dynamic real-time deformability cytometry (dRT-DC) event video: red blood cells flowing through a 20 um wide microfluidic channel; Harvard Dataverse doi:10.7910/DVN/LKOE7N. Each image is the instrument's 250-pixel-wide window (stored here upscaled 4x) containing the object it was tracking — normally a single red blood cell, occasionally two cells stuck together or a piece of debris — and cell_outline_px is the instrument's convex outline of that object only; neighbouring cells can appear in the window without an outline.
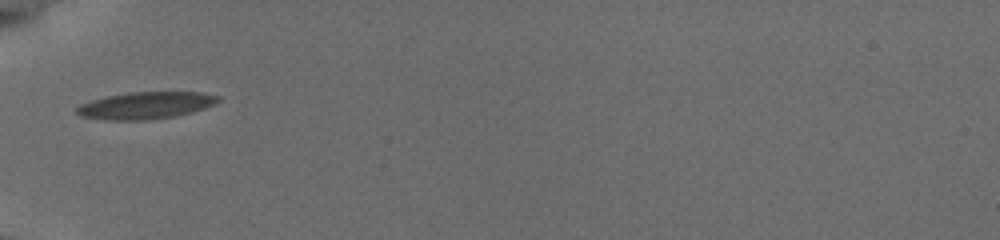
{"species": "common noctule bat (a hibernating species)", "species_latin": "Nyctalus noctula", "temperature_condition": "cold", "stored_images_in_passage": 17, "camera_frame_rate_fps": 3000, "um_per_image_px": 0.085, "animal": {"sex": "female", "body_mass_g": 19.5, "forearm_length_mm": 54.1}, "frame": {"image": 1, "passage_image": 1, "time_ms": 0.0, "image_size_px": [1000, 240], "cell_outline_px": [[220, 100], [204, 108], [192, 112], [172, 116], [144, 120], [104, 120], [80, 116], [76, 112], [76, 108], [80, 104], [92, 100], [108, 96], [128, 92], [200, 92], [220, 96]], "centroid_in_image_um": [12.35, 8.96], "position_along_channel_um": 72.6, "area_um2": 22.08}}
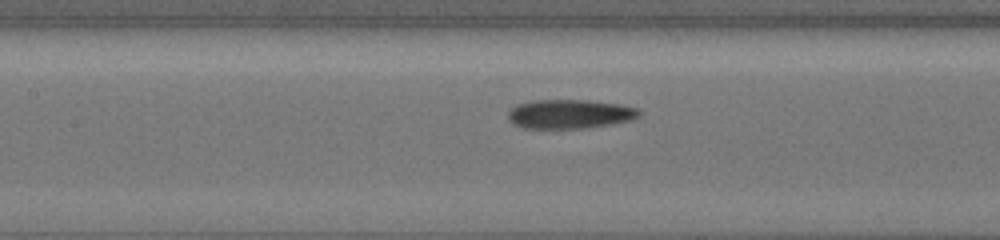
{"frame": {"image": 2, "passage_image": 6, "time_ms": 2.333, "image_size_px": [1000, 240], "cell_outline_px": [[640, 116], [628, 120], [588, 128], [524, 128], [512, 124], [508, 120], [508, 112], [516, 104], [536, 100], [588, 100], [620, 104], [640, 108]], "centroid_in_image_um": [48.41, 9.68], "position_along_channel_um": 159.0, "area_um2": 22.25}}
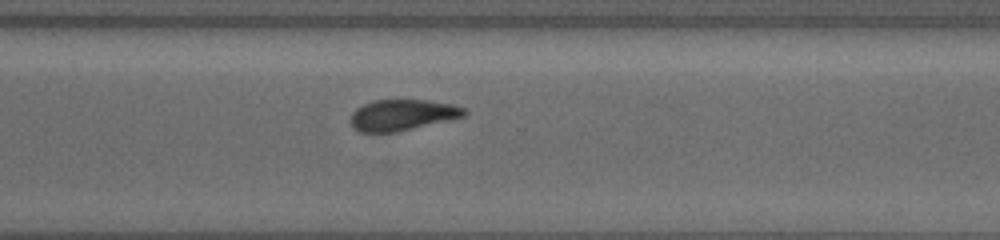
{"frame": {"image": 3, "passage_image": 17, "time_ms": 7.0, "image_size_px": [1000, 240], "cell_outline_px": [[468, 112], [464, 116], [392, 132], [360, 132], [352, 124], [352, 112], [356, 108], [364, 104], [376, 100], [428, 100], [452, 104], [464, 108]], "centroid_in_image_um": [34.2, 9.75], "position_along_channel_um": 336.4, "area_um2": 19.94}}